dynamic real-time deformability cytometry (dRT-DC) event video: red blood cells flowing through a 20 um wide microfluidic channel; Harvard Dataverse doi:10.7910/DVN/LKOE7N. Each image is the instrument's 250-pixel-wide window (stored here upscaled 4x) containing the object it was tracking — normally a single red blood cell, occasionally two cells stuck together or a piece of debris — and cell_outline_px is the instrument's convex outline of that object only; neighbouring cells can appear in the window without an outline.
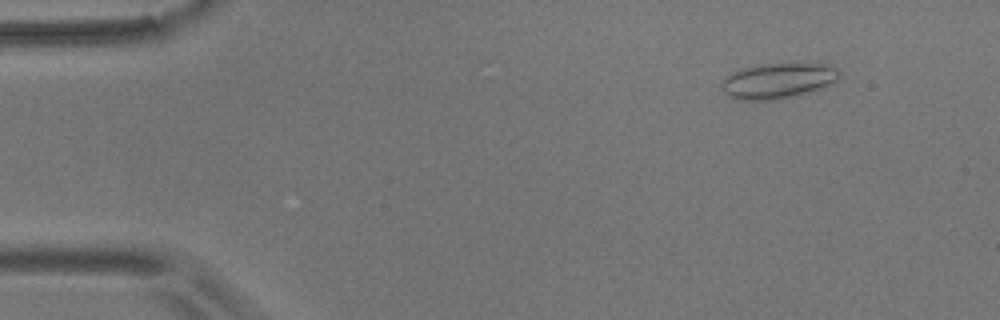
{"species": "common noctule bat (a hibernating species)", "species_latin": "Nyctalus noctula", "temperature_condition": "room temperature", "stored_images_in_passage": 55, "camera_frame_rate_fps": 3000, "um_per_image_px": 0.085, "animal": {"sex": "male", "body_mass_g": 17.9}, "frame": {"image": 1, "passage_image": 6, "time_ms": 1.667, "image_size_px": [1000, 320], "cell_outline_px": [[840, 76], [832, 84], [812, 92], [772, 100], [732, 100], [720, 88], [720, 84], [732, 72], [740, 68], [760, 64], [824, 64], [836, 68], [840, 72]], "centroid_in_image_um": [66.09, 6.88], "position_along_channel_um": 18.9, "area_um2": 24.45}}
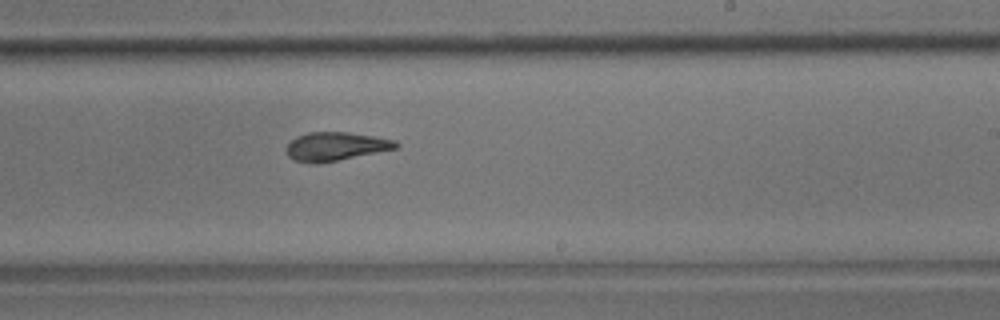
{"frame": {"image": 2, "passage_image": 33, "time_ms": 10.667, "image_size_px": [1000, 320], "cell_outline_px": [[400, 144], [396, 148], [316, 164], [312, 164], [292, 160], [288, 156], [288, 144], [296, 136], [308, 132], [348, 132], [396, 140]], "centroid_in_image_um": [28.5, 12.44], "position_along_channel_um": 260.5, "area_um2": 17.98}}
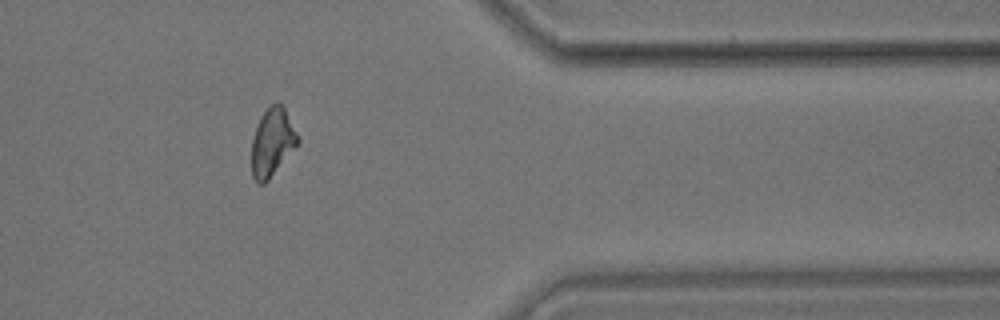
{"frame": {"image": 3, "passage_image": 45, "time_ms": 14.667, "image_size_px": [1000, 320], "cell_outline_px": [[300, 140], [268, 180], [264, 184], [256, 184], [252, 176], [252, 140], [260, 116], [276, 100], [284, 108], [300, 136]], "centroid_in_image_um": [23.14, 12.09], "position_along_channel_um": 388.3, "area_um2": 18.09}, "authors_computed_cell_mechanics": {"area_um2": 18.785, "velocity_mm_per_s": 3.6448, "shape_relaxation_time_tau1_ms": 6.1785, "shape_relaxation_time_tau2_ms": 2.4771, "deformation_change_tau1": 0.1772, "deformation_change_tau2": 0.1035}}